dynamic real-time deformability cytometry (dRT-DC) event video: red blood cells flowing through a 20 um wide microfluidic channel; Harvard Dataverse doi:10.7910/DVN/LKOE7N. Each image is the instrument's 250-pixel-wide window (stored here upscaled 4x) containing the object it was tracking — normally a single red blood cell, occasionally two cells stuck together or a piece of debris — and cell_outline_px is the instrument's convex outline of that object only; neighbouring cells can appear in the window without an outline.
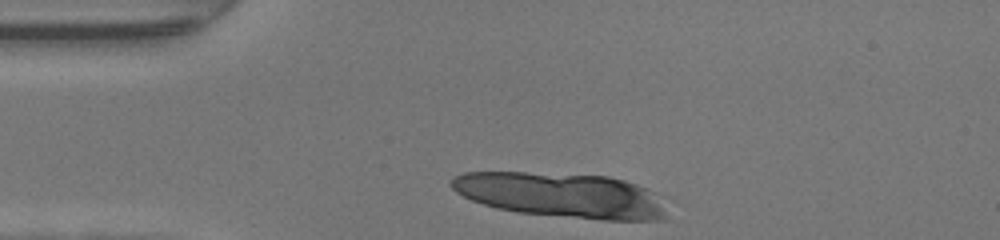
{"species": "human", "species_latin": "Homo sapiens", "temperature_condition": "warm", "stored_images_in_passage": 14, "segment_of_instrument_passage": [1, 2], "camera_frame_rate_fps": 3000, "um_per_image_px": 0.085, "donor": {"sex": "female"}, "frame": {"image": 1, "passage_image": 1, "time_ms": 0.0, "image_size_px": [1000, 240], "cell_outline_px": [[664, 220], [604, 220], [516, 212], [496, 208], [472, 200], [456, 192], [448, 184], [448, 180], [464, 172], [524, 172], [608, 176], [624, 180], [648, 188], [656, 192], [664, 212]], "centroid_in_image_um": [47.68, 16.58], "position_along_channel_um": 37.3, "area_um2": 56.3}}